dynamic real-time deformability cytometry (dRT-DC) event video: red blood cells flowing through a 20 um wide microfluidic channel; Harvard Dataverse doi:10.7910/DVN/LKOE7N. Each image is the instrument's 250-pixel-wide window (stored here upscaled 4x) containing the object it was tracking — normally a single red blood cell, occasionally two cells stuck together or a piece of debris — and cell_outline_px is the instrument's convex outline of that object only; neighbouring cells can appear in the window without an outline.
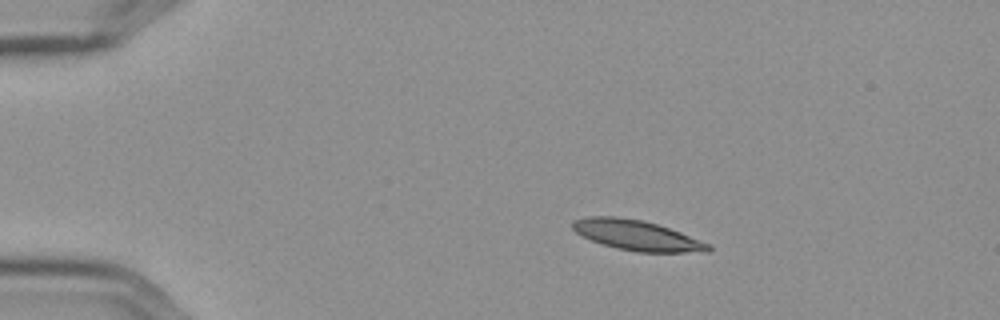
{"species": "Egyptian fruit bat (a non-hibernating species)", "species_latin": "Rousettus aegyptiacus", "temperature_condition": "cold", "stored_images_in_passage": 5, "segment_of_instrument_passage": [1, 2], "camera_frame_rate_fps": 3000, "um_per_image_px": 0.085, "frame": {"image": 1, "passage_image": 2, "time_ms": 0.333, "image_size_px": [1000, 320], "cell_outline_px": [[712, 248], [708, 252], [636, 252], [616, 248], [600, 244], [576, 232], [572, 228], [572, 220], [588, 216], [616, 216], [644, 220], [680, 232], [712, 244]], "centroid_in_image_um": [54.14, 20.0], "position_along_channel_um": 30.9, "area_um2": 23.99}}